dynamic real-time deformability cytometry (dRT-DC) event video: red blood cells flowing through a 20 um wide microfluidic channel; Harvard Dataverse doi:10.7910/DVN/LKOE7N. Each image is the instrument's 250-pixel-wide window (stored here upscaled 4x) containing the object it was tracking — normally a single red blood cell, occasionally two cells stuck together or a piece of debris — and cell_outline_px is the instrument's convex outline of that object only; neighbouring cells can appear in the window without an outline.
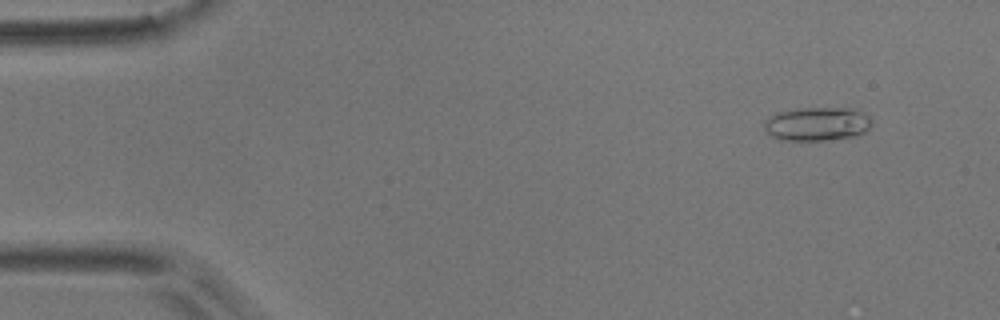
{"species": "common noctule bat (a hibernating species)", "species_latin": "Nyctalus noctula", "temperature_condition": "room temperature", "stored_images_in_passage": 26, "camera_frame_rate_fps": 3000, "um_per_image_px": 0.085, "animal": {"sex": "male", "body_mass_g": 17.9}, "frame": {"image": 1, "passage_image": 4, "time_ms": 1.0, "image_size_px": [1000, 320], "cell_outline_px": [[872, 124], [864, 132], [856, 136], [824, 140], [780, 140], [772, 136], [764, 128], [764, 120], [776, 112], [792, 108], [856, 108], [868, 116], [872, 120]], "centroid_in_image_um": [69.44, 10.52], "position_along_channel_um": 15.6, "area_um2": 21.33}}
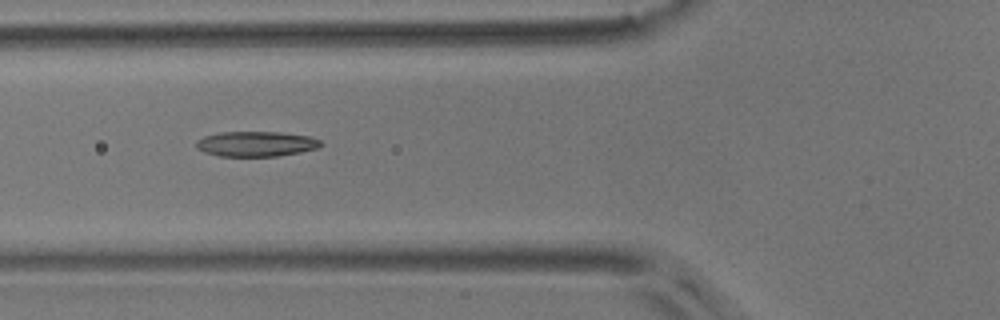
{"frame": {"image": 2, "passage_image": 19, "time_ms": 6.0, "image_size_px": [1000, 320], "cell_outline_px": [[324, 144], [316, 148], [300, 152], [276, 156], [220, 156], [204, 152], [196, 148], [196, 140], [204, 136], [220, 132], [280, 132], [312, 136], [320, 140]], "centroid_in_image_um": [21.77, 12.22], "position_along_channel_um": 104.0, "area_um2": 18.32}}
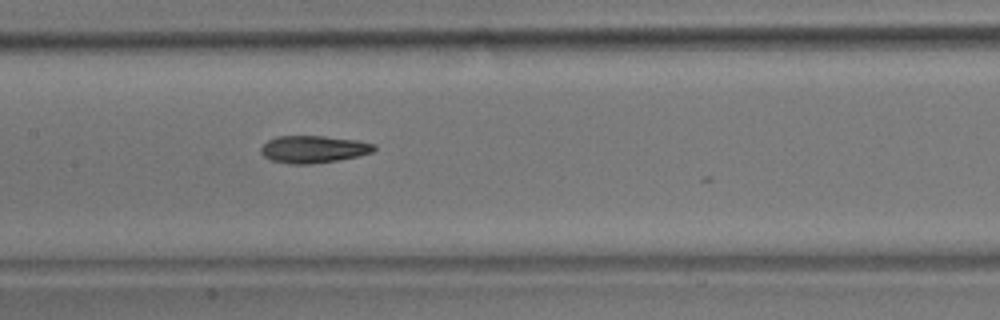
{"frame": {"image": 3, "passage_image": 25, "time_ms": 8.0, "image_size_px": [1000, 320], "cell_outline_px": [[376, 148], [372, 152], [360, 156], [312, 164], [288, 164], [272, 160], [264, 156], [260, 152], [260, 148], [268, 140], [276, 136], [324, 136], [356, 140], [376, 144]], "centroid_in_image_um": [26.64, 12.68], "position_along_channel_um": 180.8, "area_um2": 18.03}}